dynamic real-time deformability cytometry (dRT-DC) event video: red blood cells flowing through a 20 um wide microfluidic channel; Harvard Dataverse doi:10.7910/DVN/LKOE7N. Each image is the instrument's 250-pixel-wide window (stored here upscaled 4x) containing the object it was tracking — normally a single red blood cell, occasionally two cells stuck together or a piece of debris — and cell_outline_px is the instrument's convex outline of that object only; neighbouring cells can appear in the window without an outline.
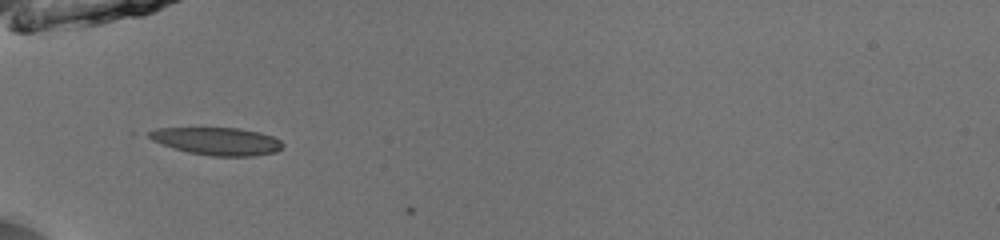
{"species": "common noctule bat (a hibernating species)", "species_latin": "Nyctalus noctula", "temperature_condition": "room temperature", "stored_images_in_passage": 5, "camera_frame_rate_fps": 3000, "um_per_image_px": 0.085, "animal": {"sex": "male", "body_mass_g": 13.0, "forearm_length_mm": 53.1}, "frame": {"image": 1, "passage_image": 3, "time_ms": 0.667, "image_size_px": [1000, 240], "cell_outline_px": [[284, 144], [276, 152], [256, 156], [212, 156], [188, 152], [152, 140], [144, 136], [148, 132], [156, 128], [240, 128], [260, 132], [272, 136], [280, 140]], "centroid_in_image_um": [18.46, 12.0], "position_along_channel_um": 66.5, "area_um2": 21.5}}